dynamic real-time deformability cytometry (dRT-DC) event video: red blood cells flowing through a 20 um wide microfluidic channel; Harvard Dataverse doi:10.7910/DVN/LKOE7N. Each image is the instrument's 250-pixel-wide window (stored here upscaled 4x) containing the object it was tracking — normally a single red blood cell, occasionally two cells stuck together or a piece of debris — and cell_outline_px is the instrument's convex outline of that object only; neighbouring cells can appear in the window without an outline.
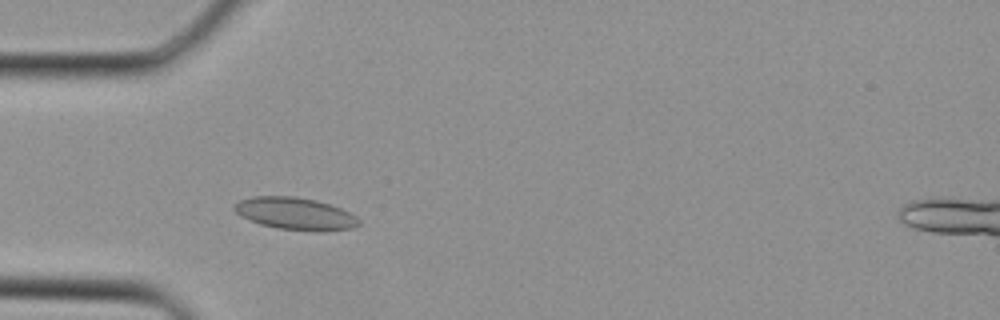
{"species": "Egyptian fruit bat (a non-hibernating species)", "species_latin": "Rousettus aegyptiacus", "temperature_condition": "cold", "stored_images_in_passage": 28, "camera_frame_rate_fps": 3000, "um_per_image_px": 0.085, "animal": {"sex": "female"}, "frame": {"image": 1, "passage_image": 3, "time_ms": 0.667, "image_size_px": [1000, 320], "cell_outline_px": [[360, 224], [352, 228], [328, 232], [312, 232], [276, 228], [260, 224], [240, 216], [232, 208], [232, 204], [240, 200], [252, 196], [296, 196], [316, 200], [340, 208], [356, 216], [360, 220]], "centroid_in_image_um": [25.09, 18.17], "position_along_channel_um": 59.9, "area_um2": 23.81}}
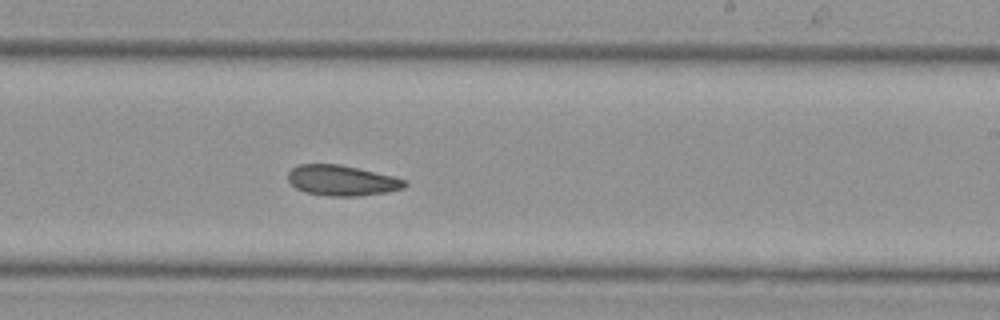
{"frame": {"image": 2, "passage_image": 14, "time_ms": 4.333, "image_size_px": [1000, 320], "cell_outline_px": [[408, 184], [404, 188], [388, 192], [356, 196], [328, 196], [304, 192], [296, 188], [288, 180], [288, 172], [296, 164], [340, 164], [392, 176], [408, 180]], "centroid_in_image_um": [29.06, 15.34], "position_along_channel_um": 259.9, "area_um2": 20.81}}
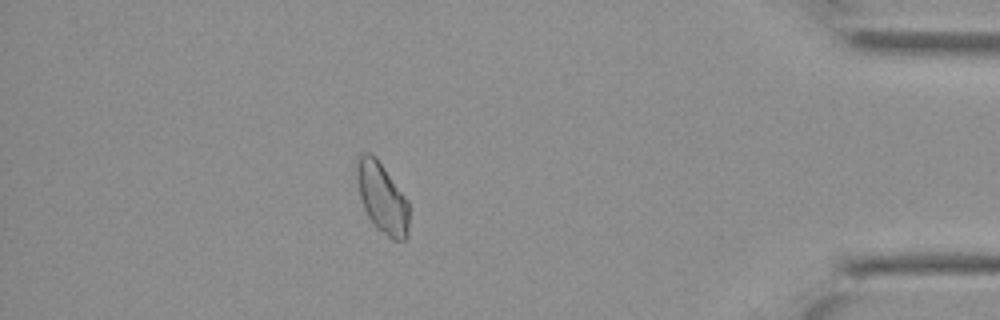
{"frame": {"image": 3, "passage_image": 24, "time_ms": 7.667, "image_size_px": [1000, 320], "cell_outline_px": [[408, 236], [404, 240], [392, 240], [376, 228], [368, 216], [364, 208], [360, 196], [356, 180], [356, 156], [360, 152], [368, 152], [376, 156], [408, 200]], "centroid_in_image_um": [32.46, 16.78], "position_along_channel_um": 402.7, "area_um2": 21.68}}